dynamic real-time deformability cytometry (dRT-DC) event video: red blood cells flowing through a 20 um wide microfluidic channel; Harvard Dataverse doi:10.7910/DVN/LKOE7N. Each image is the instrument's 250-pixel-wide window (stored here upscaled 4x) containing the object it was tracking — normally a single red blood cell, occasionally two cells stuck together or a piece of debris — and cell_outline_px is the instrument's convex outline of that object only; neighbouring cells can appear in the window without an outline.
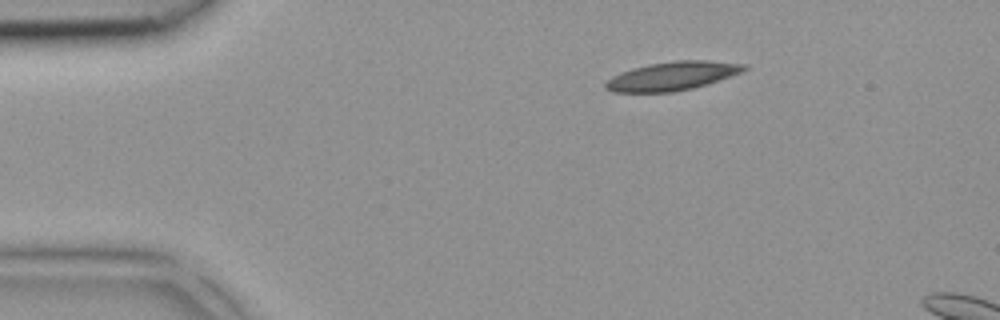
{"species": "common noctule bat (a hibernating species)", "species_latin": "Nyctalus noctula", "temperature_condition": "room temperature", "stored_images_in_passage": 2, "camera_frame_rate_fps": 3000, "um_per_image_px": 0.085, "animal": {"sex": "female", "body_mass_g": 18.4}, "frame": {"image": 1, "passage_image": 1, "time_ms": 0.0, "image_size_px": [1000, 320], "cell_outline_px": [[748, 68], [740, 72], [692, 88], [672, 92], [612, 92], [604, 88], [604, 84], [612, 76], [620, 72], [632, 68], [652, 64], [676, 60], [708, 60], [748, 64]], "centroid_in_image_um": [57.1, 6.45], "position_along_channel_um": 27.9, "area_um2": 22.83}}